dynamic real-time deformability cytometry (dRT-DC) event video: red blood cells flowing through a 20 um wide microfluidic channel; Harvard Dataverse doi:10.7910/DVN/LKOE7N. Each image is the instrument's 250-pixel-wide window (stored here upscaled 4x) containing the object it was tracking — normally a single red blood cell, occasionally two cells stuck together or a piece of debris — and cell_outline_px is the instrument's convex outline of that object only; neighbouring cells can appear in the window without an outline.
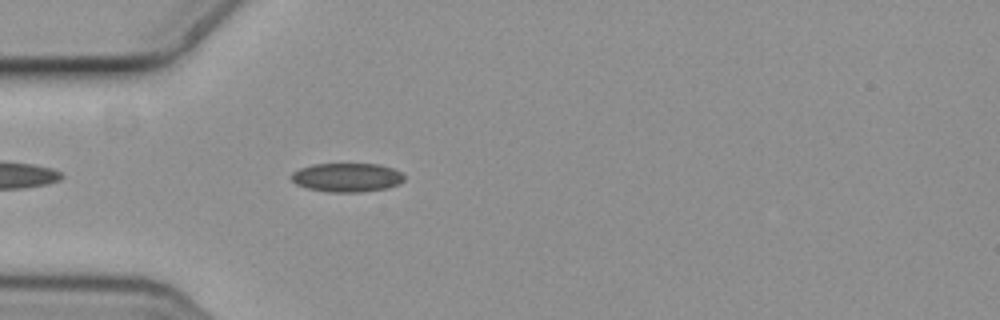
{"species": "common noctule bat (a hibernating species)", "species_latin": "Nyctalus noctula", "temperature_condition": "cold", "stored_images_in_passage": 2, "camera_frame_rate_fps": 3000, "um_per_image_px": 0.085, "animal": {"sex": "female", "body_mass_g": 19.3, "forearm_length_mm": 54.1}, "frame": {"image": 1, "passage_image": 2, "time_ms": 0.333, "image_size_px": [1000, 320], "cell_outline_px": [[404, 180], [400, 184], [388, 188], [360, 192], [328, 192], [308, 188], [296, 184], [288, 176], [292, 172], [300, 168], [312, 164], [380, 164], [392, 168], [400, 172], [404, 176]], "centroid_in_image_um": [29.48, 15.08], "position_along_channel_um": 55.5, "area_um2": 19.13}}